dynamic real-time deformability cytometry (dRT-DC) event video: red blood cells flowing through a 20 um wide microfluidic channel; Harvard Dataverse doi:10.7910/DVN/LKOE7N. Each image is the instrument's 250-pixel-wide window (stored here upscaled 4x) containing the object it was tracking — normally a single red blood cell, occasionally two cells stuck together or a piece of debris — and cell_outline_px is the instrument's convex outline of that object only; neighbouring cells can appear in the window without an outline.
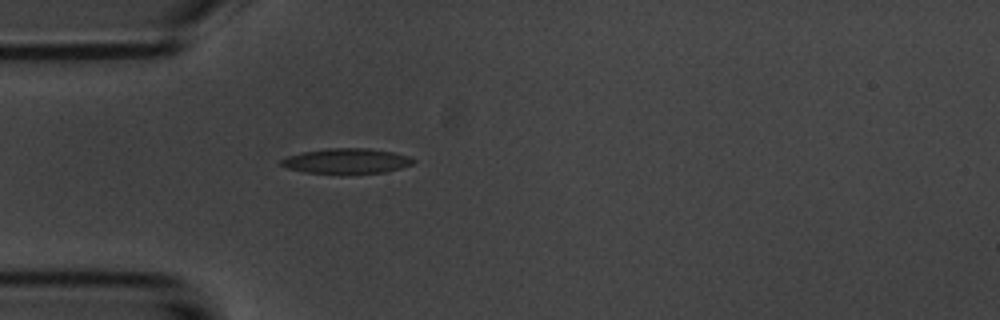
{"species": "common noctule bat (a hibernating species)", "species_latin": "Nyctalus noctula", "temperature_condition": "room temperature", "stored_images_in_passage": 1, "camera_frame_rate_fps": 3000, "um_per_image_px": 0.085, "animal": {"sex": "male", "body_mass_g": 20.1, "forearm_length_mm": 53.5}, "frame": {"image": 1, "passage_image": 1, "time_ms": 0.0, "image_size_px": [1000, 320], "cell_outline_px": [[416, 160], [412, 164], [400, 168], [384, 172], [304, 172], [288, 168], [280, 164], [280, 160], [288, 156], [300, 152], [328, 148], [368, 148], [392, 152], [408, 156]], "centroid_in_image_um": [29.44, 13.65], "position_along_channel_um": 55.6, "area_um2": 18.84}}